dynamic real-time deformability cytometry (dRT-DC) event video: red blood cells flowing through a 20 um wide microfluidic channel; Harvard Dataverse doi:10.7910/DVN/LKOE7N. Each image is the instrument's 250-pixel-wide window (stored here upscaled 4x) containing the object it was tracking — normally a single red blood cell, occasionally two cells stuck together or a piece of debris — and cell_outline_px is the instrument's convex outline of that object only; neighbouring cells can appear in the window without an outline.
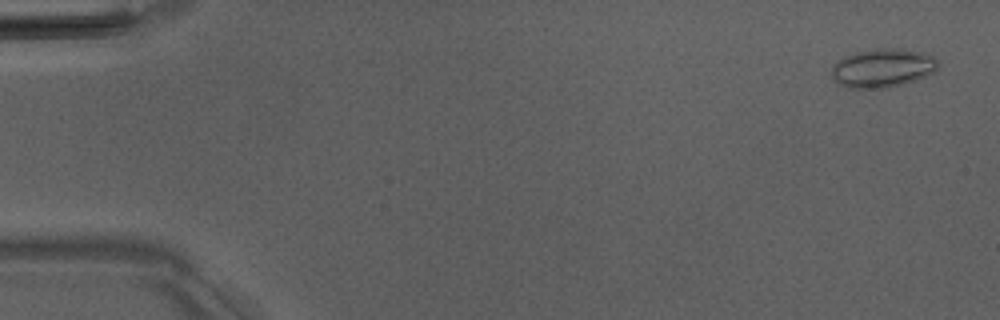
{"species": "Egyptian fruit bat (a non-hibernating species)", "species_latin": "Rousettus aegyptiacus", "temperature_condition": "room temperature", "stored_images_in_passage": 43, "camera_frame_rate_fps": 3000, "um_per_image_px": 0.085, "animal": {"sex": "male"}, "frame": {"image": 1, "passage_image": 2, "time_ms": 0.333, "image_size_px": [1000, 320], "cell_outline_px": [[936, 68], [932, 72], [924, 76], [904, 84], [888, 88], [848, 88], [832, 80], [832, 64], [836, 60], [844, 56], [856, 52], [876, 48], [896, 48], [920, 52], [932, 56], [936, 60]], "centroid_in_image_um": [74.94, 5.78], "position_along_channel_um": 10.1, "area_um2": 23.93}}
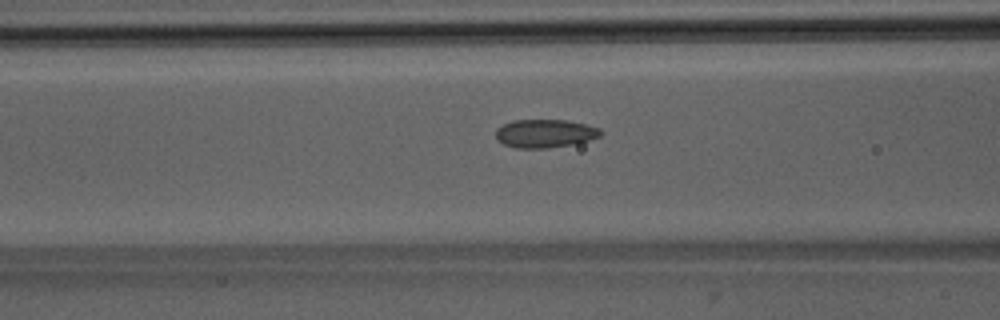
{"frame": {"image": 2, "passage_image": 21, "time_ms": 6.667, "image_size_px": [1000, 320], "cell_outline_px": [[604, 132], [600, 136], [588, 140], [572, 144], [548, 148], [516, 148], [504, 144], [496, 140], [496, 128], [512, 120], [568, 120], [600, 128]], "centroid_in_image_um": [46.31, 11.34], "position_along_channel_um": 120.3, "area_um2": 17.34}}
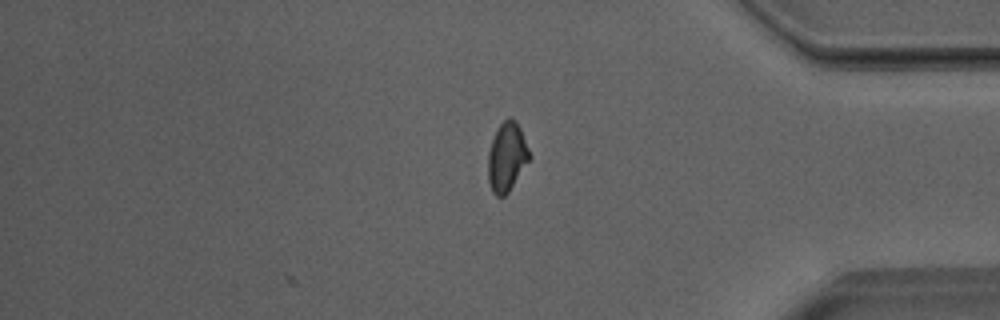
{"frame": {"image": 3, "passage_image": 43, "time_ms": 14.0, "image_size_px": [1000, 320], "cell_outline_px": [[532, 156], [508, 192], [504, 196], [496, 196], [492, 192], [488, 180], [488, 152], [492, 140], [500, 124], [508, 116], [512, 116], [516, 120], [520, 128]], "centroid_in_image_um": [43.09, 13.32], "position_along_channel_um": 392.1, "area_um2": 16.65}, "authors_computed_cell_mechanics": {"area_um2": 17.2244, "velocity_mm_per_s": 4.0067, "shape_relaxation_time_tau1_ms": null, "shape_relaxation_time_tau2_ms": 2.0675, "deformation_change_tau1": null, "deformation_change_tau2": 0.0656}}